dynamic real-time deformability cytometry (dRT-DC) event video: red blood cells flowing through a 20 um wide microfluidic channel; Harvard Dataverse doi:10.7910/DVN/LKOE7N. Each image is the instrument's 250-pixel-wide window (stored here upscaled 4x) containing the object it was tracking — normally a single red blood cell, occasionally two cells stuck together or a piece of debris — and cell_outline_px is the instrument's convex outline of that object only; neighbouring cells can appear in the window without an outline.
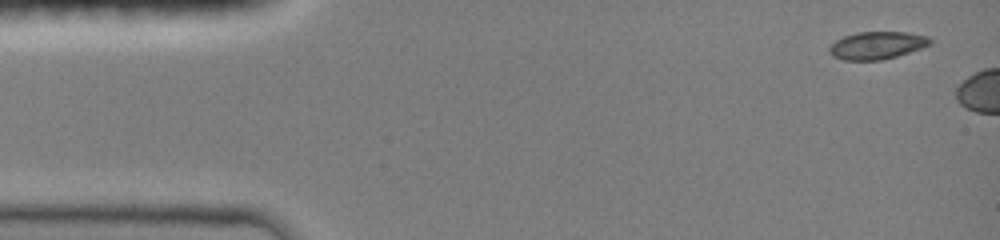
{"species": "common noctule bat (a hibernating species)", "species_latin": "Nyctalus noctula", "temperature_condition": "room temperature", "stored_images_in_passage": 5, "camera_frame_rate_fps": 3000, "um_per_image_px": 0.085, "animal": {"sex": "female", "body_mass_g": 19.0, "forearm_length_mm": 51.5}, "frame": {"image": 1, "passage_image": 1, "time_ms": 0.0, "image_size_px": [1000, 240], "cell_outline_px": [[932, 44], [896, 56], [880, 60], [844, 60], [832, 56], [828, 52], [828, 48], [836, 40], [844, 36], [856, 32], [904, 32], [928, 36], [932, 40]], "centroid_in_image_um": [74.52, 3.85], "position_along_channel_um": 10.5, "area_um2": 16.13}}